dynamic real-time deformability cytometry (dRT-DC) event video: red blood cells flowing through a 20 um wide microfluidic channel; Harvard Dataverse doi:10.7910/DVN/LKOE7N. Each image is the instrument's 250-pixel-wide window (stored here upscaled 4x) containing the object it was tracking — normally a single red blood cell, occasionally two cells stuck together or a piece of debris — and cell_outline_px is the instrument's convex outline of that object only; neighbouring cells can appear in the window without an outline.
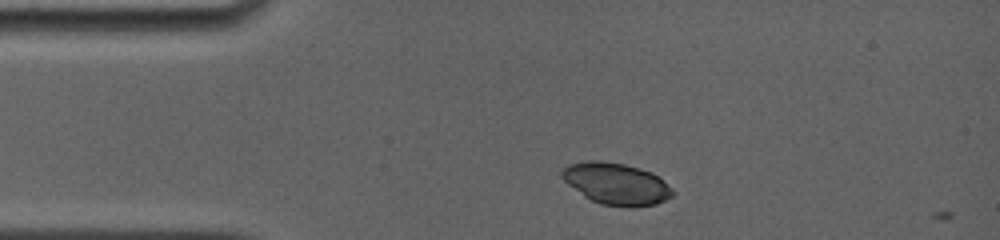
{"species": "common noctule bat (a hibernating species)", "species_latin": "Nyctalus noctula", "temperature_condition": "room temperature", "stored_images_in_passage": 3, "camera_frame_rate_fps": 4000, "um_per_image_px": 0.085, "animal": {"sex": "female", "body_mass_g": 19.0, "forearm_length_mm": 56.7}, "frame": {"image": 1, "passage_image": 1, "time_ms": 0.0, "image_size_px": [1000, 240], "cell_outline_px": [[672, 196], [656, 204], [600, 204], [584, 196], [568, 184], [560, 176], [560, 172], [568, 164], [588, 160], [604, 160], [624, 164], [640, 168], [652, 172], [664, 180], [672, 188]], "centroid_in_image_um": [52.34, 15.55], "position_along_channel_um": 32.7, "area_um2": 26.3}}